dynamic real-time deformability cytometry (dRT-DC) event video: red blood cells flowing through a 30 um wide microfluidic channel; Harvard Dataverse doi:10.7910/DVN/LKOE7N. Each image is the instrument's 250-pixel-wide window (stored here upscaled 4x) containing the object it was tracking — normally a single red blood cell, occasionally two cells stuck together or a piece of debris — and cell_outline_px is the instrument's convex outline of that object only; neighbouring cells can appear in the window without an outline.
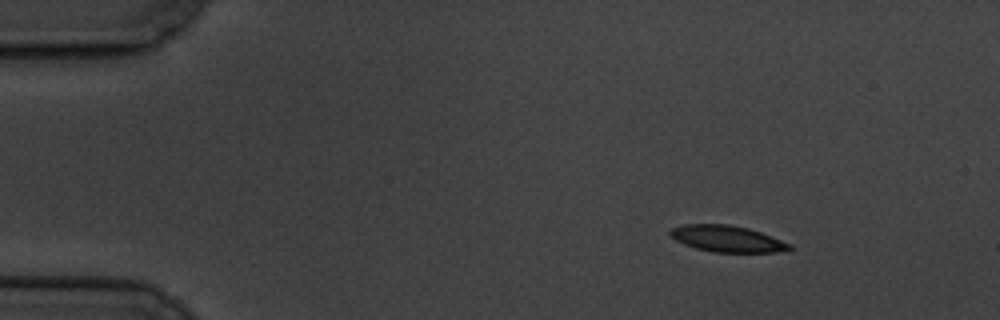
{"species": "common noctule bat (a hibernating species)", "species_latin": "Nyctalus noctula", "temperature_condition": "cold", "stored_images_in_passage": 6, "camera_frame_rate_fps": 3000, "um_per_image_px": 0.085, "animal": {"sex": "male", "body_mass_g": 19.5, "forearm_length_mm": 54.6}, "frame": {"image": 1, "passage_image": 1, "time_ms": 0.0, "image_size_px": [1000, 320], "cell_outline_px": [[792, 252], [712, 252], [696, 248], [684, 244], [676, 240], [668, 232], [668, 228], [684, 224], [728, 224], [748, 228], [772, 236], [792, 244]], "centroid_in_image_um": [61.84, 20.3], "position_along_channel_um": 23.2, "area_um2": 18.61}}
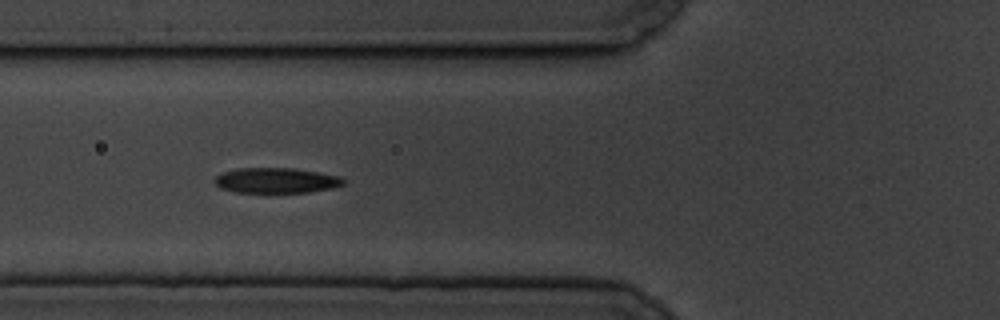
{"frame": {"image": 2, "passage_image": 5, "time_ms": 4.667, "image_size_px": [1000, 320], "cell_outline_px": [[348, 180], [344, 184], [332, 188], [308, 192], [268, 196], [236, 192], [220, 188], [212, 180], [216, 176], [224, 172], [236, 168], [296, 168], [320, 172], [340, 176]], "centroid_in_image_um": [23.48, 15.38], "position_along_channel_um": 102.3, "area_um2": 20.17}}
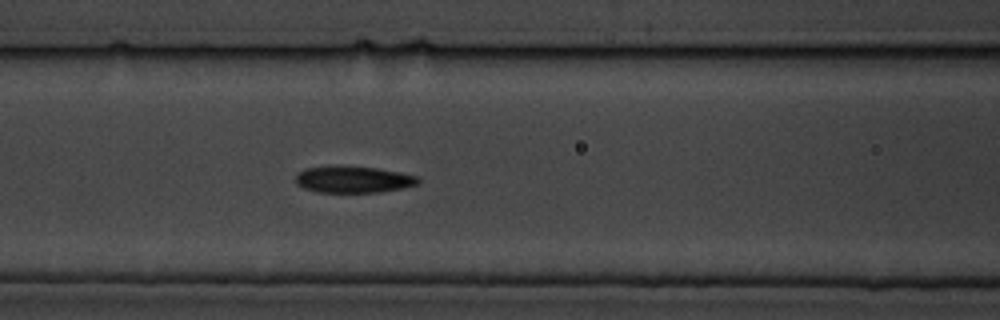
{"frame": {"image": 3, "passage_image": 6, "time_ms": 5.667, "image_size_px": [1000, 320], "cell_outline_px": [[420, 180], [416, 184], [404, 188], [380, 192], [316, 192], [304, 188], [296, 184], [296, 172], [304, 168], [376, 168], [420, 176]], "centroid_in_image_um": [30.05, 15.29], "position_along_channel_um": 136.5, "area_um2": 18.44}}